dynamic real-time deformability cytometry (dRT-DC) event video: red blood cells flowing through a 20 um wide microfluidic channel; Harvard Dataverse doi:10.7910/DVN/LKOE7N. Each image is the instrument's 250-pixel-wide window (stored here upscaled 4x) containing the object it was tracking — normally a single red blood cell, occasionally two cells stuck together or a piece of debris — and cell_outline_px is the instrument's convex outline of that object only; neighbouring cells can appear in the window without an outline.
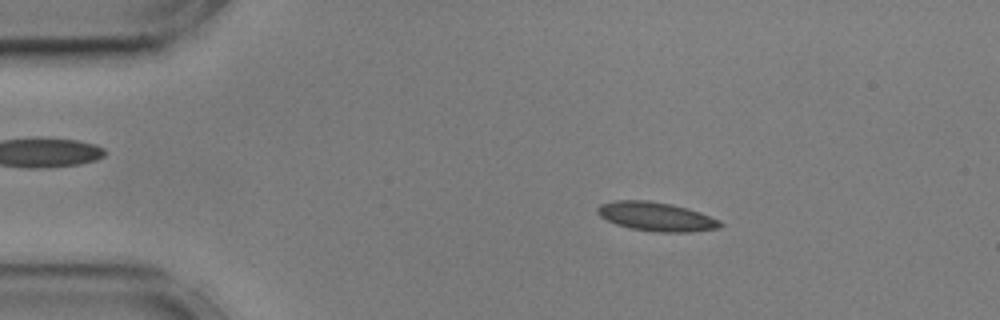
{"species": "common noctule bat (a hibernating species)", "species_latin": "Nyctalus noctula", "temperature_condition": "cold", "stored_images_in_passage": 55, "camera_frame_rate_fps": 3000, "um_per_image_px": 0.085, "animal": {"sex": "male", "body_mass_g": 17.9, "forearm_length_mm": 54.2}, "frame": {"image": 1, "passage_image": 9, "time_ms": 2.667, "image_size_px": [1000, 320], "cell_outline_px": [[724, 224], [720, 228], [688, 232], [660, 232], [632, 228], [616, 224], [600, 216], [596, 212], [596, 208], [600, 204], [616, 200], [648, 200], [672, 204], [688, 208], [700, 212], [720, 220]], "centroid_in_image_um": [55.8, 18.4], "position_along_channel_um": 29.2, "area_um2": 20.69}}
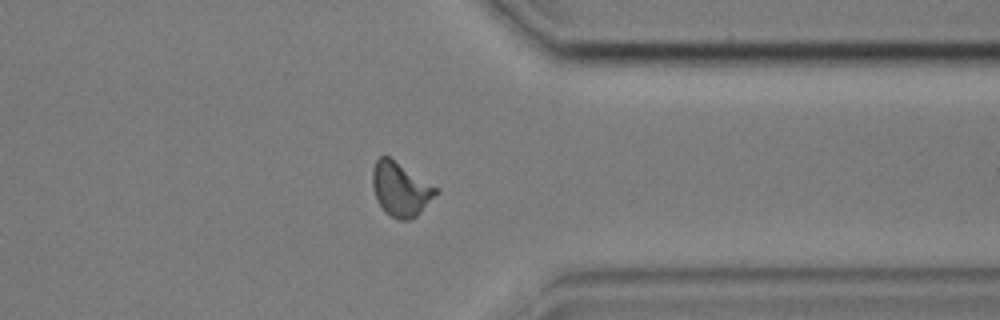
{"frame": {"image": 2, "passage_image": 43, "time_ms": 14.0, "image_size_px": [1000, 320], "cell_outline_px": [[440, 192], [412, 220], [400, 220], [384, 212], [376, 200], [372, 184], [372, 168], [376, 160], [380, 156], [388, 156], [440, 188]], "centroid_in_image_um": [34.07, 16.08], "position_along_channel_um": 377.3, "area_um2": 20.23}}
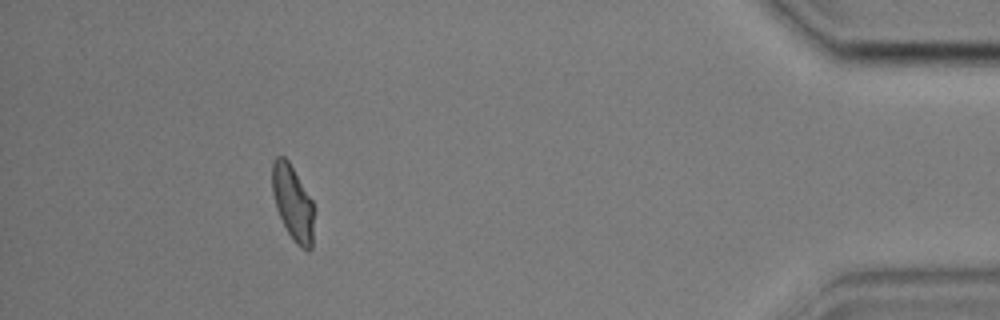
{"frame": {"image": 3, "passage_image": 50, "time_ms": 16.333, "image_size_px": [1000, 320], "cell_outline_px": [[312, 248], [308, 252], [300, 248], [292, 240], [276, 208], [272, 192], [272, 160], [276, 156], [284, 156], [288, 160], [312, 200]], "centroid_in_image_um": [24.86, 17.23], "position_along_channel_um": 410.3, "area_um2": 18.09}, "authors_computed_cell_mechanics": {"area_um2": 19.4786, "velocity_mm_per_s": 3.583, "shape_relaxation_time_tau1_ms": 8.4211, "shape_relaxation_time_tau2_ms": 1.9042, "deformation_change_tau1": 0.1564, "deformation_change_tau2": 0.0487}}